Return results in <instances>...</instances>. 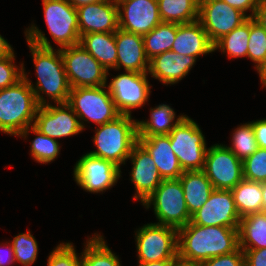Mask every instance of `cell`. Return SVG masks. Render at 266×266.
<instances>
[{"instance_id":"cell-11","label":"cell","mask_w":266,"mask_h":266,"mask_svg":"<svg viewBox=\"0 0 266 266\" xmlns=\"http://www.w3.org/2000/svg\"><path fill=\"white\" fill-rule=\"evenodd\" d=\"M121 168L111 161L83 154L73 168V178L82 190L98 194L111 189L121 178Z\"/></svg>"},{"instance_id":"cell-41","label":"cell","mask_w":266,"mask_h":266,"mask_svg":"<svg viewBox=\"0 0 266 266\" xmlns=\"http://www.w3.org/2000/svg\"><path fill=\"white\" fill-rule=\"evenodd\" d=\"M244 251V266H266V248Z\"/></svg>"},{"instance_id":"cell-13","label":"cell","mask_w":266,"mask_h":266,"mask_svg":"<svg viewBox=\"0 0 266 266\" xmlns=\"http://www.w3.org/2000/svg\"><path fill=\"white\" fill-rule=\"evenodd\" d=\"M43 17L57 47L78 45L80 34L77 11L67 0H42Z\"/></svg>"},{"instance_id":"cell-14","label":"cell","mask_w":266,"mask_h":266,"mask_svg":"<svg viewBox=\"0 0 266 266\" xmlns=\"http://www.w3.org/2000/svg\"><path fill=\"white\" fill-rule=\"evenodd\" d=\"M33 126L55 140L78 135L84 131L78 116L68 103L39 106Z\"/></svg>"},{"instance_id":"cell-49","label":"cell","mask_w":266,"mask_h":266,"mask_svg":"<svg viewBox=\"0 0 266 266\" xmlns=\"http://www.w3.org/2000/svg\"><path fill=\"white\" fill-rule=\"evenodd\" d=\"M74 8H78L79 6L85 5V4H91L96 3L101 0H67Z\"/></svg>"},{"instance_id":"cell-36","label":"cell","mask_w":266,"mask_h":266,"mask_svg":"<svg viewBox=\"0 0 266 266\" xmlns=\"http://www.w3.org/2000/svg\"><path fill=\"white\" fill-rule=\"evenodd\" d=\"M247 58L254 62L256 71L266 61V30L253 18H250Z\"/></svg>"},{"instance_id":"cell-1","label":"cell","mask_w":266,"mask_h":266,"mask_svg":"<svg viewBox=\"0 0 266 266\" xmlns=\"http://www.w3.org/2000/svg\"><path fill=\"white\" fill-rule=\"evenodd\" d=\"M24 34L37 79L33 84L28 78L29 73L26 72L24 63L23 78L32 88L37 104L42 106L50 103H67L71 86L66 76L60 49L52 47L45 33L33 22L25 29Z\"/></svg>"},{"instance_id":"cell-44","label":"cell","mask_w":266,"mask_h":266,"mask_svg":"<svg viewBox=\"0 0 266 266\" xmlns=\"http://www.w3.org/2000/svg\"><path fill=\"white\" fill-rule=\"evenodd\" d=\"M16 264L14 250L10 241L0 243V266H12Z\"/></svg>"},{"instance_id":"cell-46","label":"cell","mask_w":266,"mask_h":266,"mask_svg":"<svg viewBox=\"0 0 266 266\" xmlns=\"http://www.w3.org/2000/svg\"><path fill=\"white\" fill-rule=\"evenodd\" d=\"M13 47L10 43H8L7 39H5L0 34V57H4L8 54H11L13 52Z\"/></svg>"},{"instance_id":"cell-43","label":"cell","mask_w":266,"mask_h":266,"mask_svg":"<svg viewBox=\"0 0 266 266\" xmlns=\"http://www.w3.org/2000/svg\"><path fill=\"white\" fill-rule=\"evenodd\" d=\"M254 136L259 148L266 149V118L251 122Z\"/></svg>"},{"instance_id":"cell-17","label":"cell","mask_w":266,"mask_h":266,"mask_svg":"<svg viewBox=\"0 0 266 266\" xmlns=\"http://www.w3.org/2000/svg\"><path fill=\"white\" fill-rule=\"evenodd\" d=\"M118 5L119 28L145 35L162 22L157 0H124Z\"/></svg>"},{"instance_id":"cell-33","label":"cell","mask_w":266,"mask_h":266,"mask_svg":"<svg viewBox=\"0 0 266 266\" xmlns=\"http://www.w3.org/2000/svg\"><path fill=\"white\" fill-rule=\"evenodd\" d=\"M177 23L161 22L149 33L143 35L144 49L148 59L170 51L175 41Z\"/></svg>"},{"instance_id":"cell-51","label":"cell","mask_w":266,"mask_h":266,"mask_svg":"<svg viewBox=\"0 0 266 266\" xmlns=\"http://www.w3.org/2000/svg\"><path fill=\"white\" fill-rule=\"evenodd\" d=\"M261 186H262V193H263L262 212L266 213V181L261 183Z\"/></svg>"},{"instance_id":"cell-31","label":"cell","mask_w":266,"mask_h":266,"mask_svg":"<svg viewBox=\"0 0 266 266\" xmlns=\"http://www.w3.org/2000/svg\"><path fill=\"white\" fill-rule=\"evenodd\" d=\"M250 33V18L239 27L225 34L214 43V52L226 54L228 59L247 58Z\"/></svg>"},{"instance_id":"cell-4","label":"cell","mask_w":266,"mask_h":266,"mask_svg":"<svg viewBox=\"0 0 266 266\" xmlns=\"http://www.w3.org/2000/svg\"><path fill=\"white\" fill-rule=\"evenodd\" d=\"M38 107L34 92L24 78L0 89V132L18 137L34 124Z\"/></svg>"},{"instance_id":"cell-38","label":"cell","mask_w":266,"mask_h":266,"mask_svg":"<svg viewBox=\"0 0 266 266\" xmlns=\"http://www.w3.org/2000/svg\"><path fill=\"white\" fill-rule=\"evenodd\" d=\"M47 266H82L81 253L72 242H61L49 253Z\"/></svg>"},{"instance_id":"cell-21","label":"cell","mask_w":266,"mask_h":266,"mask_svg":"<svg viewBox=\"0 0 266 266\" xmlns=\"http://www.w3.org/2000/svg\"><path fill=\"white\" fill-rule=\"evenodd\" d=\"M197 58L166 51L149 60L148 74L168 86L179 83L194 67Z\"/></svg>"},{"instance_id":"cell-35","label":"cell","mask_w":266,"mask_h":266,"mask_svg":"<svg viewBox=\"0 0 266 266\" xmlns=\"http://www.w3.org/2000/svg\"><path fill=\"white\" fill-rule=\"evenodd\" d=\"M10 243L14 250L16 263H20L22 266H31L36 262L39 248L30 230L15 235Z\"/></svg>"},{"instance_id":"cell-8","label":"cell","mask_w":266,"mask_h":266,"mask_svg":"<svg viewBox=\"0 0 266 266\" xmlns=\"http://www.w3.org/2000/svg\"><path fill=\"white\" fill-rule=\"evenodd\" d=\"M137 261L142 263L178 258V232L176 228L147 223L136 229Z\"/></svg>"},{"instance_id":"cell-30","label":"cell","mask_w":266,"mask_h":266,"mask_svg":"<svg viewBox=\"0 0 266 266\" xmlns=\"http://www.w3.org/2000/svg\"><path fill=\"white\" fill-rule=\"evenodd\" d=\"M162 22L187 24L199 19V0H157Z\"/></svg>"},{"instance_id":"cell-26","label":"cell","mask_w":266,"mask_h":266,"mask_svg":"<svg viewBox=\"0 0 266 266\" xmlns=\"http://www.w3.org/2000/svg\"><path fill=\"white\" fill-rule=\"evenodd\" d=\"M149 116L147 120H137L138 136L168 135L185 115L176 116L174 108L161 103L150 108Z\"/></svg>"},{"instance_id":"cell-7","label":"cell","mask_w":266,"mask_h":266,"mask_svg":"<svg viewBox=\"0 0 266 266\" xmlns=\"http://www.w3.org/2000/svg\"><path fill=\"white\" fill-rule=\"evenodd\" d=\"M168 135L183 171L203 170L208 147L200 126L185 114Z\"/></svg>"},{"instance_id":"cell-12","label":"cell","mask_w":266,"mask_h":266,"mask_svg":"<svg viewBox=\"0 0 266 266\" xmlns=\"http://www.w3.org/2000/svg\"><path fill=\"white\" fill-rule=\"evenodd\" d=\"M203 171L214 189L231 190L243 179V161L216 143L207 149Z\"/></svg>"},{"instance_id":"cell-20","label":"cell","mask_w":266,"mask_h":266,"mask_svg":"<svg viewBox=\"0 0 266 266\" xmlns=\"http://www.w3.org/2000/svg\"><path fill=\"white\" fill-rule=\"evenodd\" d=\"M117 71L147 73L149 59L144 49L142 35L118 29L115 32Z\"/></svg>"},{"instance_id":"cell-22","label":"cell","mask_w":266,"mask_h":266,"mask_svg":"<svg viewBox=\"0 0 266 266\" xmlns=\"http://www.w3.org/2000/svg\"><path fill=\"white\" fill-rule=\"evenodd\" d=\"M138 142L147 150L162 179H179L184 173L172 150L169 135L138 136Z\"/></svg>"},{"instance_id":"cell-39","label":"cell","mask_w":266,"mask_h":266,"mask_svg":"<svg viewBox=\"0 0 266 266\" xmlns=\"http://www.w3.org/2000/svg\"><path fill=\"white\" fill-rule=\"evenodd\" d=\"M15 51L0 57V89L15 85L23 78V63L15 65Z\"/></svg>"},{"instance_id":"cell-37","label":"cell","mask_w":266,"mask_h":266,"mask_svg":"<svg viewBox=\"0 0 266 266\" xmlns=\"http://www.w3.org/2000/svg\"><path fill=\"white\" fill-rule=\"evenodd\" d=\"M243 179L259 183L266 181V149L258 147L243 161Z\"/></svg>"},{"instance_id":"cell-15","label":"cell","mask_w":266,"mask_h":266,"mask_svg":"<svg viewBox=\"0 0 266 266\" xmlns=\"http://www.w3.org/2000/svg\"><path fill=\"white\" fill-rule=\"evenodd\" d=\"M247 19L244 13L222 0H199L198 21L213 44Z\"/></svg>"},{"instance_id":"cell-47","label":"cell","mask_w":266,"mask_h":266,"mask_svg":"<svg viewBox=\"0 0 266 266\" xmlns=\"http://www.w3.org/2000/svg\"><path fill=\"white\" fill-rule=\"evenodd\" d=\"M175 260H160L149 263L138 262V266H173Z\"/></svg>"},{"instance_id":"cell-45","label":"cell","mask_w":266,"mask_h":266,"mask_svg":"<svg viewBox=\"0 0 266 266\" xmlns=\"http://www.w3.org/2000/svg\"><path fill=\"white\" fill-rule=\"evenodd\" d=\"M253 19L266 30V0H259Z\"/></svg>"},{"instance_id":"cell-6","label":"cell","mask_w":266,"mask_h":266,"mask_svg":"<svg viewBox=\"0 0 266 266\" xmlns=\"http://www.w3.org/2000/svg\"><path fill=\"white\" fill-rule=\"evenodd\" d=\"M67 103L78 116L83 130L87 123L98 126L121 115L105 85L71 88Z\"/></svg>"},{"instance_id":"cell-27","label":"cell","mask_w":266,"mask_h":266,"mask_svg":"<svg viewBox=\"0 0 266 266\" xmlns=\"http://www.w3.org/2000/svg\"><path fill=\"white\" fill-rule=\"evenodd\" d=\"M239 247L242 250L266 248V213H253L241 218Z\"/></svg>"},{"instance_id":"cell-10","label":"cell","mask_w":266,"mask_h":266,"mask_svg":"<svg viewBox=\"0 0 266 266\" xmlns=\"http://www.w3.org/2000/svg\"><path fill=\"white\" fill-rule=\"evenodd\" d=\"M60 52L71 88L106 85L111 74L79 44L60 48Z\"/></svg>"},{"instance_id":"cell-42","label":"cell","mask_w":266,"mask_h":266,"mask_svg":"<svg viewBox=\"0 0 266 266\" xmlns=\"http://www.w3.org/2000/svg\"><path fill=\"white\" fill-rule=\"evenodd\" d=\"M229 6H232L242 13H244L248 18H253L256 8L258 6L259 0H222ZM250 14H247V12Z\"/></svg>"},{"instance_id":"cell-3","label":"cell","mask_w":266,"mask_h":266,"mask_svg":"<svg viewBox=\"0 0 266 266\" xmlns=\"http://www.w3.org/2000/svg\"><path fill=\"white\" fill-rule=\"evenodd\" d=\"M132 117L120 115L110 122L96 126L92 137L96 150L87 153L111 161L119 168L125 165L138 142L137 119Z\"/></svg>"},{"instance_id":"cell-24","label":"cell","mask_w":266,"mask_h":266,"mask_svg":"<svg viewBox=\"0 0 266 266\" xmlns=\"http://www.w3.org/2000/svg\"><path fill=\"white\" fill-rule=\"evenodd\" d=\"M79 45L88 51L107 71H117L115 33H87L80 36Z\"/></svg>"},{"instance_id":"cell-50","label":"cell","mask_w":266,"mask_h":266,"mask_svg":"<svg viewBox=\"0 0 266 266\" xmlns=\"http://www.w3.org/2000/svg\"><path fill=\"white\" fill-rule=\"evenodd\" d=\"M173 266H202V265L201 263L188 262V261H184L179 258H176Z\"/></svg>"},{"instance_id":"cell-19","label":"cell","mask_w":266,"mask_h":266,"mask_svg":"<svg viewBox=\"0 0 266 266\" xmlns=\"http://www.w3.org/2000/svg\"><path fill=\"white\" fill-rule=\"evenodd\" d=\"M79 34L105 32L119 29L118 5L110 0L85 4L76 8Z\"/></svg>"},{"instance_id":"cell-48","label":"cell","mask_w":266,"mask_h":266,"mask_svg":"<svg viewBox=\"0 0 266 266\" xmlns=\"http://www.w3.org/2000/svg\"><path fill=\"white\" fill-rule=\"evenodd\" d=\"M258 75H259V80H260V84H262V87L266 88V61L265 63L259 68V70L257 71Z\"/></svg>"},{"instance_id":"cell-18","label":"cell","mask_w":266,"mask_h":266,"mask_svg":"<svg viewBox=\"0 0 266 266\" xmlns=\"http://www.w3.org/2000/svg\"><path fill=\"white\" fill-rule=\"evenodd\" d=\"M128 160L133 165L129 174L135 188L133 200L144 203L163 179L152 157L139 142L134 145Z\"/></svg>"},{"instance_id":"cell-25","label":"cell","mask_w":266,"mask_h":266,"mask_svg":"<svg viewBox=\"0 0 266 266\" xmlns=\"http://www.w3.org/2000/svg\"><path fill=\"white\" fill-rule=\"evenodd\" d=\"M179 179L187 209L192 216L202 208L214 188L203 170L184 171Z\"/></svg>"},{"instance_id":"cell-5","label":"cell","mask_w":266,"mask_h":266,"mask_svg":"<svg viewBox=\"0 0 266 266\" xmlns=\"http://www.w3.org/2000/svg\"><path fill=\"white\" fill-rule=\"evenodd\" d=\"M141 205L154 210L157 224L176 228L191 221L180 179H163L156 190Z\"/></svg>"},{"instance_id":"cell-32","label":"cell","mask_w":266,"mask_h":266,"mask_svg":"<svg viewBox=\"0 0 266 266\" xmlns=\"http://www.w3.org/2000/svg\"><path fill=\"white\" fill-rule=\"evenodd\" d=\"M30 132L35 135V138L30 141V155L32 159L40 164H48L55 161L60 155L61 150L59 140L44 135L33 125L26 128L18 137L27 140Z\"/></svg>"},{"instance_id":"cell-40","label":"cell","mask_w":266,"mask_h":266,"mask_svg":"<svg viewBox=\"0 0 266 266\" xmlns=\"http://www.w3.org/2000/svg\"><path fill=\"white\" fill-rule=\"evenodd\" d=\"M202 266H244V251L239 247L236 251L211 257L201 263Z\"/></svg>"},{"instance_id":"cell-2","label":"cell","mask_w":266,"mask_h":266,"mask_svg":"<svg viewBox=\"0 0 266 266\" xmlns=\"http://www.w3.org/2000/svg\"><path fill=\"white\" fill-rule=\"evenodd\" d=\"M177 232L178 258L184 261L203 263L239 248V228L200 226L190 221Z\"/></svg>"},{"instance_id":"cell-52","label":"cell","mask_w":266,"mask_h":266,"mask_svg":"<svg viewBox=\"0 0 266 266\" xmlns=\"http://www.w3.org/2000/svg\"><path fill=\"white\" fill-rule=\"evenodd\" d=\"M110 1H112V2L115 3V4H119L120 2H122V1H124V0H110Z\"/></svg>"},{"instance_id":"cell-9","label":"cell","mask_w":266,"mask_h":266,"mask_svg":"<svg viewBox=\"0 0 266 266\" xmlns=\"http://www.w3.org/2000/svg\"><path fill=\"white\" fill-rule=\"evenodd\" d=\"M108 82L105 86L121 115L132 116L134 109L142 108L149 101L152 85L148 73L124 71Z\"/></svg>"},{"instance_id":"cell-23","label":"cell","mask_w":266,"mask_h":266,"mask_svg":"<svg viewBox=\"0 0 266 266\" xmlns=\"http://www.w3.org/2000/svg\"><path fill=\"white\" fill-rule=\"evenodd\" d=\"M171 51L198 58L214 52V44L198 20L187 24L177 23L176 37Z\"/></svg>"},{"instance_id":"cell-16","label":"cell","mask_w":266,"mask_h":266,"mask_svg":"<svg viewBox=\"0 0 266 266\" xmlns=\"http://www.w3.org/2000/svg\"><path fill=\"white\" fill-rule=\"evenodd\" d=\"M240 220L231 190L222 189H214L202 208L191 217L196 225L229 228H239Z\"/></svg>"},{"instance_id":"cell-29","label":"cell","mask_w":266,"mask_h":266,"mask_svg":"<svg viewBox=\"0 0 266 266\" xmlns=\"http://www.w3.org/2000/svg\"><path fill=\"white\" fill-rule=\"evenodd\" d=\"M234 202L240 217L262 212V186L261 183L242 179L231 189Z\"/></svg>"},{"instance_id":"cell-34","label":"cell","mask_w":266,"mask_h":266,"mask_svg":"<svg viewBox=\"0 0 266 266\" xmlns=\"http://www.w3.org/2000/svg\"><path fill=\"white\" fill-rule=\"evenodd\" d=\"M231 144L227 146L241 161L258 148L251 122L240 124L232 131Z\"/></svg>"},{"instance_id":"cell-28","label":"cell","mask_w":266,"mask_h":266,"mask_svg":"<svg viewBox=\"0 0 266 266\" xmlns=\"http://www.w3.org/2000/svg\"><path fill=\"white\" fill-rule=\"evenodd\" d=\"M81 252L82 266H121V259L109 248L101 233L87 237Z\"/></svg>"}]
</instances>
